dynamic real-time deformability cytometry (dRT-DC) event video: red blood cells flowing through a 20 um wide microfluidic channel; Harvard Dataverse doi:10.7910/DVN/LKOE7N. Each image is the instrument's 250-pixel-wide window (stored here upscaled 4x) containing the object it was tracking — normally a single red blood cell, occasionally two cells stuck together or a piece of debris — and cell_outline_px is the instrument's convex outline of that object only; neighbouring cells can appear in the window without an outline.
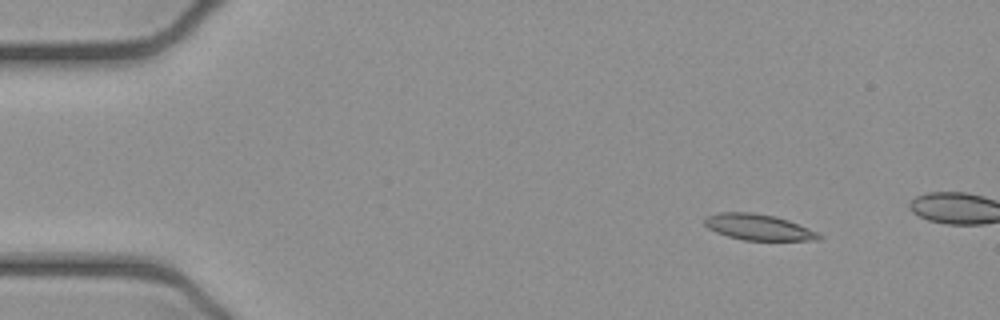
{"species": "common noctule bat (a hibernating species)", "species_latin": "Nyctalus noctula", "temperature_condition": "cold", "stored_images_in_passage": 14, "camera_frame_rate_fps": 3000, "um_per_image_px": 0.085, "animal": {"sex": "female", "body_mass_g": 21.9}, "frame": {"image": 1, "passage_image": 7, "time_ms": 2.0, "image_size_px": [1000, 320], "cell_outline_px": [[824, 236], [820, 240], [744, 240], [728, 236], [716, 232], [708, 228], [704, 224], [704, 220], [708, 216], [716, 212], [752, 212], [776, 216], [788, 220], [808, 228]], "centroid_in_image_um": [64.46, 19.3], "position_along_channel_um": 20.5, "area_um2": 17.28}}